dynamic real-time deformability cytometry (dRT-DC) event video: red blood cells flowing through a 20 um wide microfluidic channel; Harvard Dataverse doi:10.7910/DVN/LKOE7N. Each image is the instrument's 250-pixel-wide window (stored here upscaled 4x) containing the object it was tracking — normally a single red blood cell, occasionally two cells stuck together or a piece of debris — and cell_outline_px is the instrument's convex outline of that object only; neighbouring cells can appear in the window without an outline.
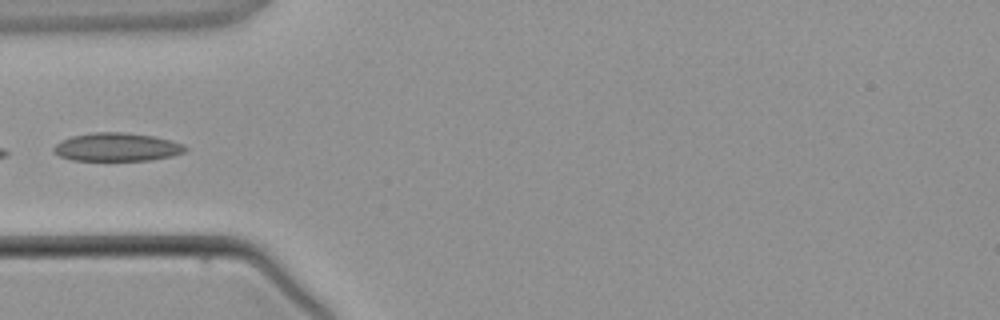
{"species": "common noctule bat (a hibernating species)", "species_latin": "Nyctalus noctula", "temperature_condition": "warm", "stored_images_in_passage": 3, "camera_frame_rate_fps": 3000, "um_per_image_px": 0.085, "animal": {"sex": "male", "body_mass_g": 21.5, "forearm_length_mm": 52.0}, "frame": {"image": 1, "passage_image": 3, "time_ms": 2.333, "image_size_px": [1000, 320], "cell_outline_px": [[188, 148], [184, 152], [172, 156], [152, 160], [72, 160], [60, 156], [52, 152], [52, 148], [60, 140], [72, 136], [92, 132], [124, 132], [156, 136], [184, 144]], "centroid_in_image_um": [9.93, 12.49], "position_along_channel_um": 75.1, "area_um2": 21.91}}